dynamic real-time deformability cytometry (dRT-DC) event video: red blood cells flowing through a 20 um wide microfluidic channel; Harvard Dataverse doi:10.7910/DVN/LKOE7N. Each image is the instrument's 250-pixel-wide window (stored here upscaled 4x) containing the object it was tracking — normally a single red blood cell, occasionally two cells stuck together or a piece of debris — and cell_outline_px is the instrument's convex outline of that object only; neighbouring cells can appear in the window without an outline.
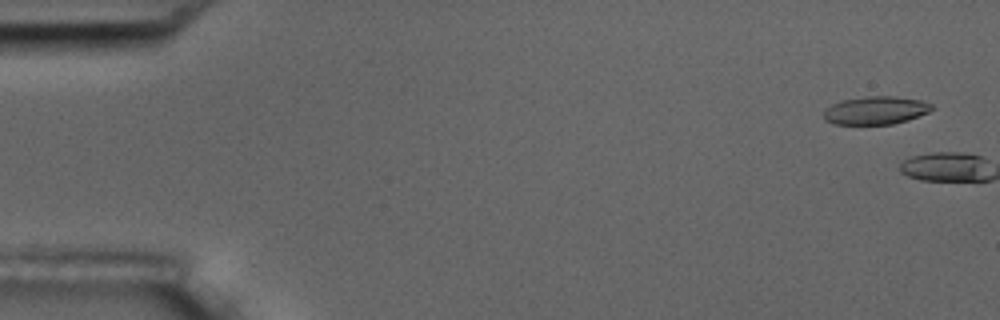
{"species": "common noctule bat (a hibernating species)", "species_latin": "Nyctalus noctula", "temperature_condition": "room temperature", "stored_images_in_passage": 2, "camera_frame_rate_fps": 3000, "um_per_image_px": 0.085, "animal": {"sex": "male", "body_mass_g": 17.5, "forearm_length_mm": 52.3}, "frame": {"image": 1, "passage_image": 1, "time_ms": 0.0, "image_size_px": [1000, 320], "cell_outline_px": [[932, 108], [928, 112], [908, 120], [892, 124], [832, 124], [824, 120], [824, 112], [832, 104], [840, 100], [868, 96], [896, 96], [920, 100], [932, 104]], "centroid_in_image_um": [74.41, 9.38], "position_along_channel_um": 10.6, "area_um2": 17.63}}